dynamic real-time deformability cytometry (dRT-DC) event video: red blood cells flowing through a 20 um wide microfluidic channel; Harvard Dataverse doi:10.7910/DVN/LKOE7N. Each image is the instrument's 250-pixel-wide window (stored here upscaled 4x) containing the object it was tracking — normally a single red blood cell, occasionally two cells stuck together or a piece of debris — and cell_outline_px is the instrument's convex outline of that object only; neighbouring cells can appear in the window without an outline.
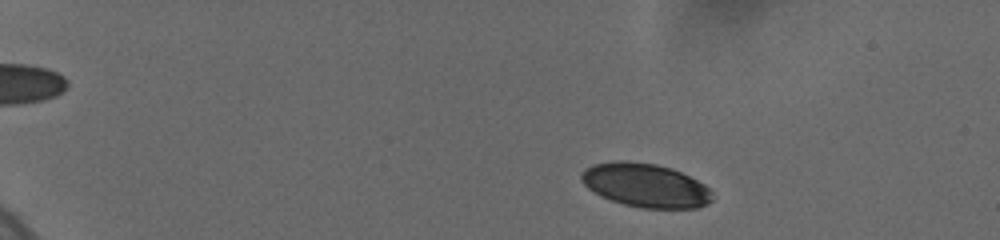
{"species": "human", "species_latin": "Homo sapiens", "temperature_condition": "cold", "stored_images_in_passage": 57, "camera_frame_rate_fps": 3000, "um_per_image_px": 0.085, "donor": {"sex": "female"}, "frame": {"image": 1, "passage_image": 1, "time_ms": 0.0, "image_size_px": [1000, 240], "cell_outline_px": [[712, 200], [708, 204], [696, 208], [640, 208], [624, 204], [612, 200], [588, 188], [580, 180], [580, 172], [584, 168], [592, 164], [612, 160], [628, 160], [656, 164], [672, 168], [704, 184], [712, 192]], "centroid_in_image_um": [54.84, 15.73], "position_along_channel_um": 30.2, "area_um2": 33.52}}
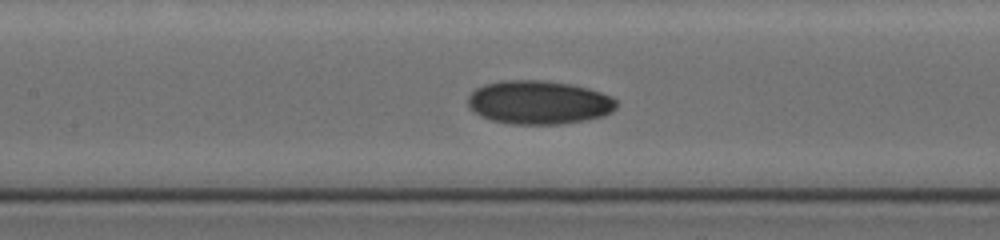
{"frame": {"image": 2, "passage_image": 31, "time_ms": 6.667, "image_size_px": [1000, 240], "cell_outline_px": [[616, 108], [612, 112], [604, 116], [588, 120], [560, 124], [508, 124], [492, 120], [480, 116], [468, 108], [468, 96], [476, 88], [484, 84], [500, 80], [544, 80], [568, 84], [588, 88], [612, 96], [616, 100]], "centroid_in_image_um": [45.79, 8.71], "position_along_channel_um": 161.6, "area_um2": 38.09}}
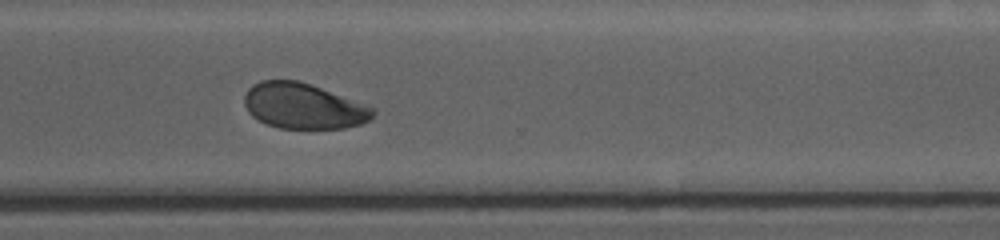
{"frame": {"image": 3, "passage_image": 56, "time_ms": 11.667, "image_size_px": [1000, 240], "cell_outline_px": [[376, 112], [368, 120], [360, 124], [344, 128], [280, 128], [268, 124], [252, 116], [248, 112], [244, 104], [244, 96], [248, 88], [252, 84], [260, 80], [300, 80], [312, 84], [376, 108]], "centroid_in_image_um": [25.78, 8.99], "position_along_channel_um": 344.8, "area_um2": 34.22}}